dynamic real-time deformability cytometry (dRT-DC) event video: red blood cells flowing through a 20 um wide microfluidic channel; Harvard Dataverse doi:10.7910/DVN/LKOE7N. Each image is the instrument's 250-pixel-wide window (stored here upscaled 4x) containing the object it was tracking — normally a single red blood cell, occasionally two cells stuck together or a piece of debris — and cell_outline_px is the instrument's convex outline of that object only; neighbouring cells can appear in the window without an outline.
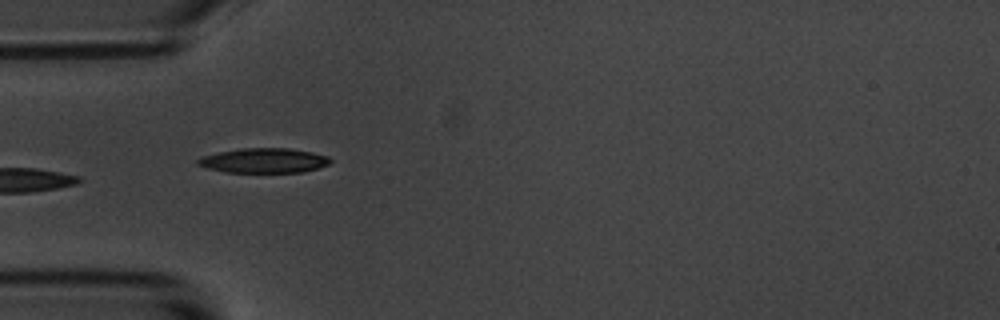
{"species": "common noctule bat (a hibernating species)", "species_latin": "Nyctalus noctula", "temperature_condition": "room temperature", "stored_images_in_passage": 6, "camera_frame_rate_fps": 3000, "um_per_image_px": 0.085, "animal": {"sex": "male", "body_mass_g": 20.1, "forearm_length_mm": 53.5}, "frame": {"image": 1, "passage_image": 5, "time_ms": 5.667, "image_size_px": [1000, 320], "cell_outline_px": [[332, 160], [328, 164], [304, 172], [224, 172], [208, 168], [196, 164], [196, 160], [204, 156], [220, 152], [240, 148], [288, 148], [312, 152], [328, 156]], "centroid_in_image_um": [22.43, 13.64], "position_along_channel_um": 62.6, "area_um2": 18.96}}